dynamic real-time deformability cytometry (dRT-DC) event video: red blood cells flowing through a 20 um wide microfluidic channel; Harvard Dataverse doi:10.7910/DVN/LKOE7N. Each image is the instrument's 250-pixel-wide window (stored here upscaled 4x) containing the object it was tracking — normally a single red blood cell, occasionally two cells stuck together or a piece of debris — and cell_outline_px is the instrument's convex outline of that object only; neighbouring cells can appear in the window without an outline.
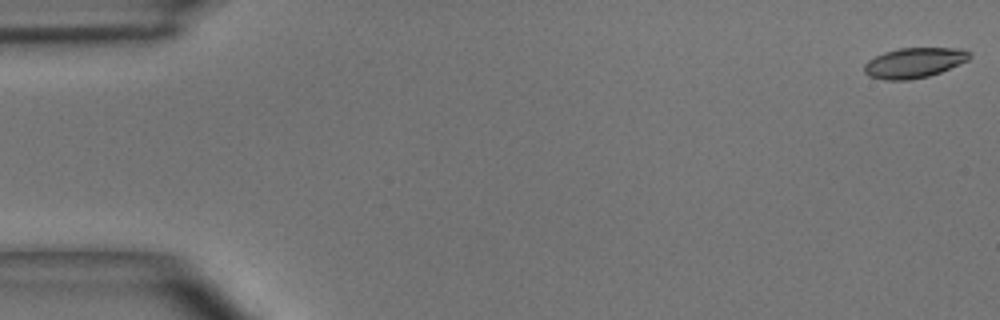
{"species": "common noctule bat (a hibernating species)", "species_latin": "Nyctalus noctula", "temperature_condition": "room temperature", "stored_images_in_passage": 49, "camera_frame_rate_fps": 3000, "um_per_image_px": 0.085, "animal": {"sex": "male", "body_mass_g": 15.6}, "frame": {"image": 1, "passage_image": 1, "time_ms": 0.0, "image_size_px": [1000, 320], "cell_outline_px": [[972, 56], [968, 60], [940, 72], [928, 76], [908, 80], [884, 80], [868, 76], [864, 72], [864, 64], [868, 60], [884, 52], [900, 48], [956, 48], [968, 52]], "centroid_in_image_um": [77.66, 5.34], "position_along_channel_um": 7.3, "area_um2": 18.38}}
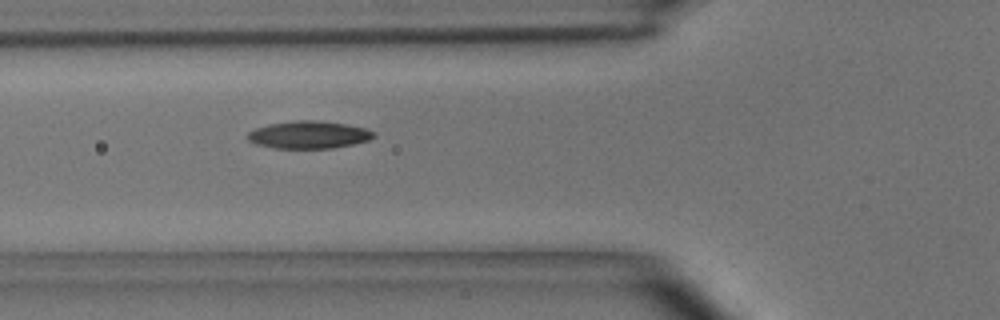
{"frame": {"image": 2, "passage_image": 18, "time_ms": 5.667, "image_size_px": [1000, 320], "cell_outline_px": [[376, 136], [368, 140], [352, 144], [332, 148], [276, 148], [256, 144], [248, 140], [248, 132], [256, 128], [268, 124], [292, 120], [316, 120], [348, 124], [368, 128], [376, 132]], "centroid_in_image_um": [26.28, 11.44], "position_along_channel_um": 99.5, "area_um2": 20.35}}
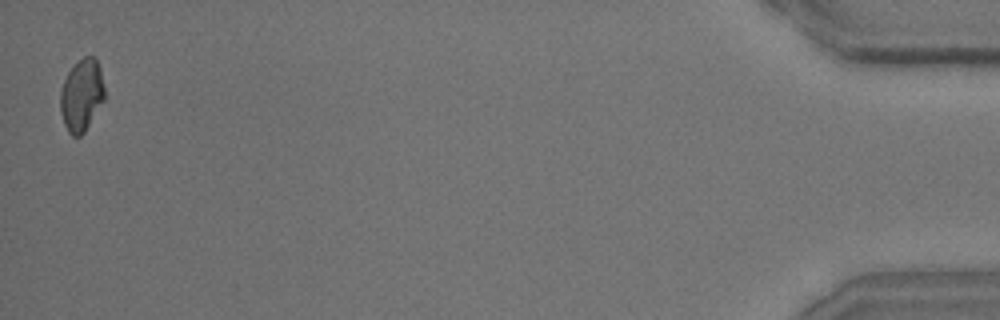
{"frame": {"image": 3, "passage_image": 49, "time_ms": 16.0, "image_size_px": [1000, 320], "cell_outline_px": [[104, 100], [84, 132], [80, 136], [72, 136], [68, 132], [64, 124], [60, 112], [60, 92], [64, 80], [68, 72], [84, 56], [96, 56], [100, 68], [104, 88]], "centroid_in_image_um": [6.93, 8.09], "position_along_channel_um": 428.3, "area_um2": 18.5}, "authors_computed_cell_mechanics": {"area_um2": 19.4786, "velocity_mm_per_s": 4.0445, "shape_relaxation_time_tau1_ms": 3.1671, "shape_relaxation_time_tau2_ms": 9.9738, "deformation_change_tau1": 0.1442, "deformation_change_tau2": 0.1581}}